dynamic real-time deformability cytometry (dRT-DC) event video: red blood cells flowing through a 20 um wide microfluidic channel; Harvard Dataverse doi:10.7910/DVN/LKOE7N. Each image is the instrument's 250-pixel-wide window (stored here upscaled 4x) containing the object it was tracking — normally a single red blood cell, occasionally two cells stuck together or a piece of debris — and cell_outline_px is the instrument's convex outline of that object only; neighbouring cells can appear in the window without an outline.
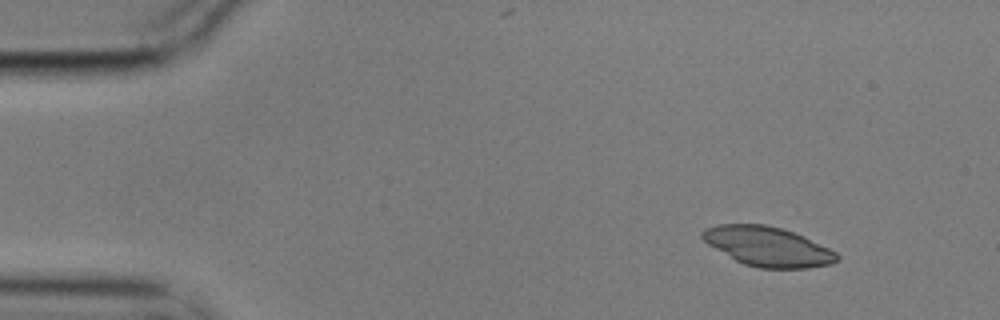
{"species": "common noctule bat (a hibernating species)", "species_latin": "Nyctalus noctula", "temperature_condition": "cold", "stored_images_in_passage": 3, "camera_frame_rate_fps": 3000, "um_per_image_px": 0.085, "animal": {"sex": "male", "body_mass_g": 17.9}, "frame": {"image": 1, "passage_image": 1, "time_ms": 0.0, "image_size_px": [1000, 320], "cell_outline_px": [[840, 256], [832, 264], [808, 268], [760, 268], [744, 264], [736, 260], [708, 244], [700, 236], [700, 232], [704, 228], [716, 224], [764, 224], [780, 228], [804, 236], [836, 252]], "centroid_in_image_um": [65.24, 20.94], "position_along_channel_um": 19.8, "area_um2": 30.81}}